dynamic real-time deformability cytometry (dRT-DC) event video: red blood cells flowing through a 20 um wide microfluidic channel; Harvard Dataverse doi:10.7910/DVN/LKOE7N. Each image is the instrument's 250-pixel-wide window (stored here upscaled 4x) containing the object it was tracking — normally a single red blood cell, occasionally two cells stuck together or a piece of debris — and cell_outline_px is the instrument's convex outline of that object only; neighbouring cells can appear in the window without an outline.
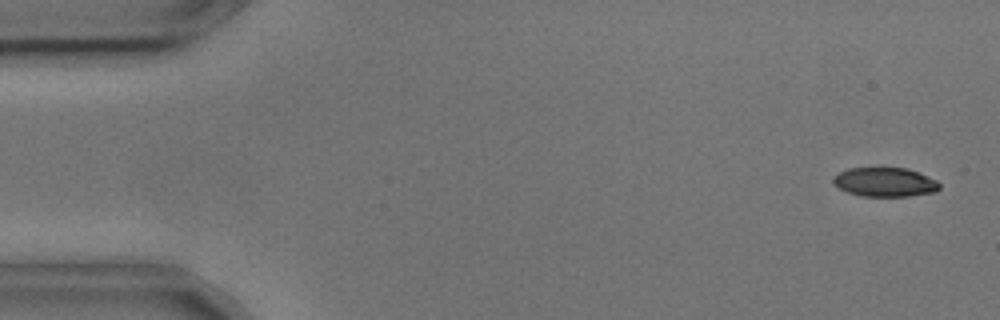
{"species": "common noctule bat (a hibernating species)", "species_latin": "Nyctalus noctula", "temperature_condition": "cold", "stored_images_in_passage": 6, "camera_frame_rate_fps": 3000, "um_per_image_px": 0.085, "animal": {"sex": "male", "body_mass_g": 17.9, "forearm_length_mm": 54.2}, "frame": {"image": 1, "passage_image": 1, "time_ms": 0.0, "image_size_px": [1000, 320], "cell_outline_px": [[940, 188], [936, 192], [908, 196], [860, 196], [848, 192], [840, 188], [832, 180], [840, 172], [848, 168], [908, 168], [928, 176], [936, 180], [940, 184]], "centroid_in_image_um": [75.26, 15.48], "position_along_channel_um": 9.7, "area_um2": 17.92}}
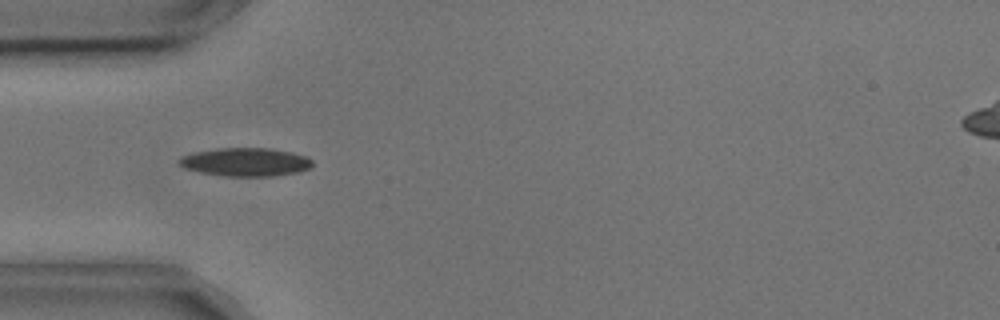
{"frame": {"image": 2, "passage_image": 5, "time_ms": 1.333, "image_size_px": [1000, 320], "cell_outline_px": [[312, 168], [300, 172], [272, 176], [224, 176], [200, 172], [184, 168], [176, 164], [176, 160], [180, 156], [196, 152], [220, 148], [272, 148], [292, 152], [308, 156], [312, 160]], "centroid_in_image_um": [20.88, 13.77], "position_along_channel_um": 64.1, "area_um2": 22.37}}